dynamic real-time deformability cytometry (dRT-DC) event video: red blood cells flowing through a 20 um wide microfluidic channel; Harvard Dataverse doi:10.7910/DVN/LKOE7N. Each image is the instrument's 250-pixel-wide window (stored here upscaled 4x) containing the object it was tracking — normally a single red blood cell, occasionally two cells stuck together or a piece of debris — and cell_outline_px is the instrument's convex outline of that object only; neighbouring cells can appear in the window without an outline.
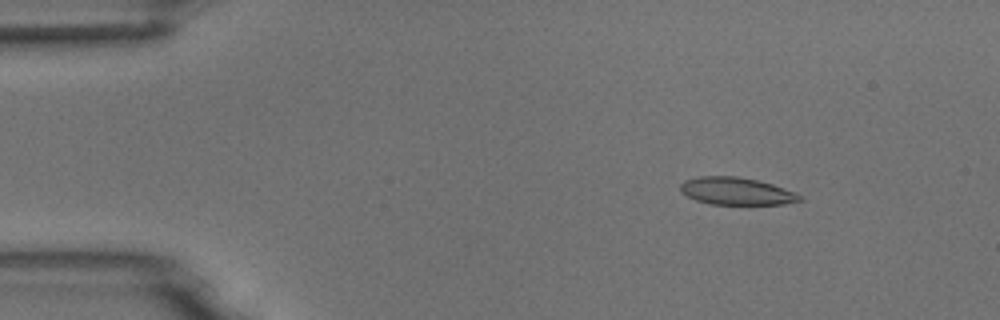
{"species": "common noctule bat (a hibernating species)", "species_latin": "Nyctalus noctula", "temperature_condition": "room temperature", "stored_images_in_passage": 7, "camera_frame_rate_fps": 3000, "um_per_image_px": 0.085, "animal": {"sex": "male", "body_mass_g": 18.8}, "frame": {"image": 1, "passage_image": 3, "time_ms": 0.667, "image_size_px": [1000, 320], "cell_outline_px": [[784, 200], [772, 204], [724, 204], [704, 200], [728, 180], [748, 180], [764, 184], [776, 188]], "centroid_in_image_um": [63.34, 16.45], "position_along_channel_um": 21.7, "area_um2": 10.12}}